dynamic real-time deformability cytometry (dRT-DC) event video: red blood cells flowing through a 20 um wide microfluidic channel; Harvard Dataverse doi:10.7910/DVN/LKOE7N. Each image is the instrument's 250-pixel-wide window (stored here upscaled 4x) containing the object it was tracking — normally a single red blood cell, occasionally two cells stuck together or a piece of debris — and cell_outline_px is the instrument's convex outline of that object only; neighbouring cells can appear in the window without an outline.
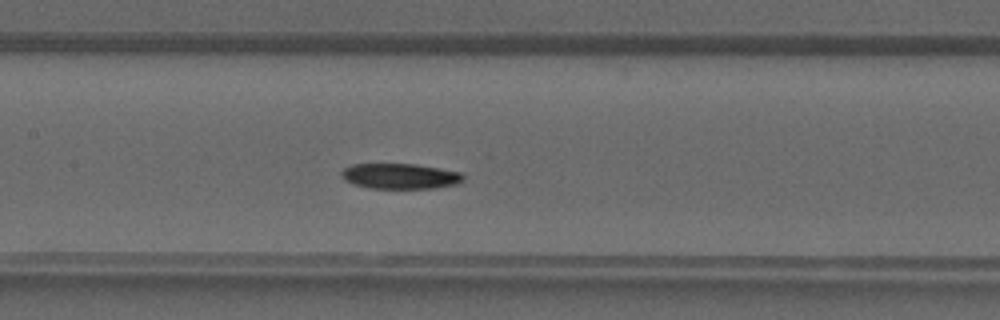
{"species": "common noctule bat (a hibernating species)", "species_latin": "Nyctalus noctula", "temperature_condition": "warm", "stored_images_in_passage": 36, "camera_frame_rate_fps": 3000, "um_per_image_px": 0.085, "animal": {"sex": "male", "forearm_length_mm": 52.5}, "frame": {"image": 1, "passage_image": 14, "time_ms": 4.333, "image_size_px": [1000, 320], "cell_outline_px": [[464, 180], [460, 184], [436, 188], [368, 188], [352, 184], [344, 180], [340, 176], [340, 172], [344, 168], [352, 164], [416, 164], [440, 168], [460, 172], [464, 176]], "centroid_in_image_um": [34.01, 14.98], "position_along_channel_um": 173.4, "area_um2": 18.32}}
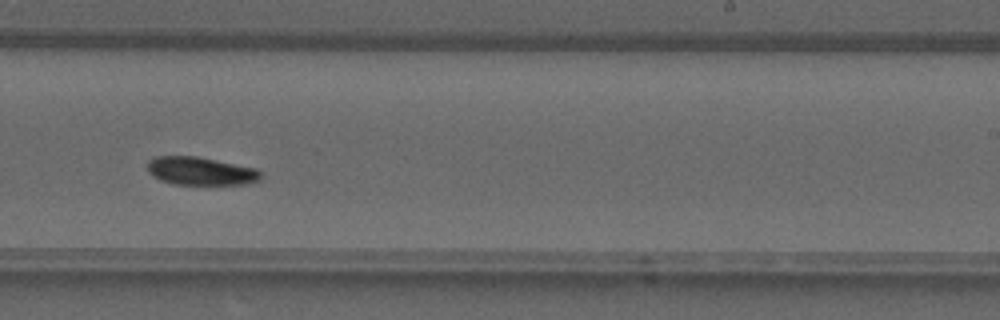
{"frame": {"image": 2, "passage_image": 20, "time_ms": 6.333, "image_size_px": [1000, 320], "cell_outline_px": [[264, 172], [260, 180], [248, 184], [208, 188], [172, 184], [160, 180], [152, 176], [148, 172], [148, 160], [156, 156], [196, 156], [256, 168]], "centroid_in_image_um": [17.11, 14.61], "position_along_channel_um": 271.9, "area_um2": 19.83}}
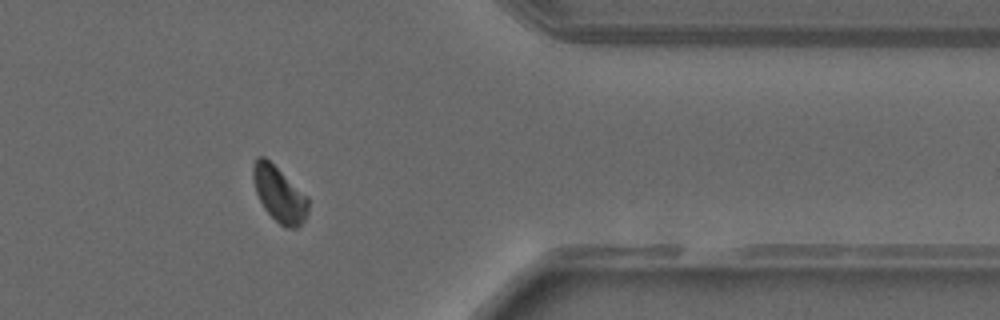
{"frame": {"image": 3, "passage_image": 28, "time_ms": 9.0, "image_size_px": [1000, 320], "cell_outline_px": [[308, 212], [304, 220], [296, 228], [288, 228], [280, 224], [264, 208], [256, 192], [252, 176], [252, 164], [256, 156], [264, 156], [308, 196]], "centroid_in_image_um": [23.72, 16.48], "position_along_channel_um": 387.7, "area_um2": 17.69}}